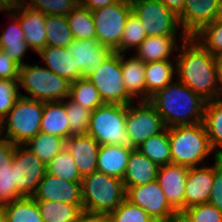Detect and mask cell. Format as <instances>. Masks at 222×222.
I'll list each match as a JSON object with an SVG mask.
<instances>
[{"label":"cell","mask_w":222,"mask_h":222,"mask_svg":"<svg viewBox=\"0 0 222 222\" xmlns=\"http://www.w3.org/2000/svg\"><path fill=\"white\" fill-rule=\"evenodd\" d=\"M178 39L177 36H147L134 54L144 63L171 60L172 53L180 46Z\"/></svg>","instance_id":"cell-23"},{"label":"cell","mask_w":222,"mask_h":222,"mask_svg":"<svg viewBox=\"0 0 222 222\" xmlns=\"http://www.w3.org/2000/svg\"><path fill=\"white\" fill-rule=\"evenodd\" d=\"M67 52L73 56L82 77L89 76L115 53L112 48L90 39L73 40L67 47Z\"/></svg>","instance_id":"cell-15"},{"label":"cell","mask_w":222,"mask_h":222,"mask_svg":"<svg viewBox=\"0 0 222 222\" xmlns=\"http://www.w3.org/2000/svg\"><path fill=\"white\" fill-rule=\"evenodd\" d=\"M130 153L131 152L124 150L120 145H100L97 171L122 180Z\"/></svg>","instance_id":"cell-27"},{"label":"cell","mask_w":222,"mask_h":222,"mask_svg":"<svg viewBox=\"0 0 222 222\" xmlns=\"http://www.w3.org/2000/svg\"><path fill=\"white\" fill-rule=\"evenodd\" d=\"M177 52V80L206 101L219 99L221 87L216 57L193 37L180 42Z\"/></svg>","instance_id":"cell-1"},{"label":"cell","mask_w":222,"mask_h":222,"mask_svg":"<svg viewBox=\"0 0 222 222\" xmlns=\"http://www.w3.org/2000/svg\"><path fill=\"white\" fill-rule=\"evenodd\" d=\"M193 38L213 56L222 55V23L210 22L197 32Z\"/></svg>","instance_id":"cell-40"},{"label":"cell","mask_w":222,"mask_h":222,"mask_svg":"<svg viewBox=\"0 0 222 222\" xmlns=\"http://www.w3.org/2000/svg\"><path fill=\"white\" fill-rule=\"evenodd\" d=\"M15 144L0 136V172L11 168Z\"/></svg>","instance_id":"cell-48"},{"label":"cell","mask_w":222,"mask_h":222,"mask_svg":"<svg viewBox=\"0 0 222 222\" xmlns=\"http://www.w3.org/2000/svg\"><path fill=\"white\" fill-rule=\"evenodd\" d=\"M68 99L92 112L104 104L99 91L86 77L79 78L70 84Z\"/></svg>","instance_id":"cell-33"},{"label":"cell","mask_w":222,"mask_h":222,"mask_svg":"<svg viewBox=\"0 0 222 222\" xmlns=\"http://www.w3.org/2000/svg\"><path fill=\"white\" fill-rule=\"evenodd\" d=\"M25 5L46 15L67 16L77 5L78 0H21Z\"/></svg>","instance_id":"cell-43"},{"label":"cell","mask_w":222,"mask_h":222,"mask_svg":"<svg viewBox=\"0 0 222 222\" xmlns=\"http://www.w3.org/2000/svg\"><path fill=\"white\" fill-rule=\"evenodd\" d=\"M219 100L222 102V87H221V93H220Z\"/></svg>","instance_id":"cell-57"},{"label":"cell","mask_w":222,"mask_h":222,"mask_svg":"<svg viewBox=\"0 0 222 222\" xmlns=\"http://www.w3.org/2000/svg\"><path fill=\"white\" fill-rule=\"evenodd\" d=\"M18 79H0V122L21 97Z\"/></svg>","instance_id":"cell-44"},{"label":"cell","mask_w":222,"mask_h":222,"mask_svg":"<svg viewBox=\"0 0 222 222\" xmlns=\"http://www.w3.org/2000/svg\"><path fill=\"white\" fill-rule=\"evenodd\" d=\"M47 172L61 179L81 182L76 163L66 148L60 151L48 164Z\"/></svg>","instance_id":"cell-37"},{"label":"cell","mask_w":222,"mask_h":222,"mask_svg":"<svg viewBox=\"0 0 222 222\" xmlns=\"http://www.w3.org/2000/svg\"><path fill=\"white\" fill-rule=\"evenodd\" d=\"M213 21L222 23V0H218L216 14Z\"/></svg>","instance_id":"cell-53"},{"label":"cell","mask_w":222,"mask_h":222,"mask_svg":"<svg viewBox=\"0 0 222 222\" xmlns=\"http://www.w3.org/2000/svg\"><path fill=\"white\" fill-rule=\"evenodd\" d=\"M203 123L214 155L222 158V102L206 101Z\"/></svg>","instance_id":"cell-28"},{"label":"cell","mask_w":222,"mask_h":222,"mask_svg":"<svg viewBox=\"0 0 222 222\" xmlns=\"http://www.w3.org/2000/svg\"><path fill=\"white\" fill-rule=\"evenodd\" d=\"M126 113L127 105L104 103L91 113L87 134L100 145H120L129 152L137 150L125 130Z\"/></svg>","instance_id":"cell-4"},{"label":"cell","mask_w":222,"mask_h":222,"mask_svg":"<svg viewBox=\"0 0 222 222\" xmlns=\"http://www.w3.org/2000/svg\"><path fill=\"white\" fill-rule=\"evenodd\" d=\"M86 78L97 88L104 103L128 105L134 102L124 86L120 53L115 52Z\"/></svg>","instance_id":"cell-10"},{"label":"cell","mask_w":222,"mask_h":222,"mask_svg":"<svg viewBox=\"0 0 222 222\" xmlns=\"http://www.w3.org/2000/svg\"><path fill=\"white\" fill-rule=\"evenodd\" d=\"M159 166L138 149L131 152L122 179L125 191L129 187L144 185L157 179Z\"/></svg>","instance_id":"cell-22"},{"label":"cell","mask_w":222,"mask_h":222,"mask_svg":"<svg viewBox=\"0 0 222 222\" xmlns=\"http://www.w3.org/2000/svg\"><path fill=\"white\" fill-rule=\"evenodd\" d=\"M172 163L190 167L205 165L207 156L213 154L203 122L168 128Z\"/></svg>","instance_id":"cell-3"},{"label":"cell","mask_w":222,"mask_h":222,"mask_svg":"<svg viewBox=\"0 0 222 222\" xmlns=\"http://www.w3.org/2000/svg\"><path fill=\"white\" fill-rule=\"evenodd\" d=\"M216 59H217V65H218L219 83H220V87H222V55L216 57Z\"/></svg>","instance_id":"cell-54"},{"label":"cell","mask_w":222,"mask_h":222,"mask_svg":"<svg viewBox=\"0 0 222 222\" xmlns=\"http://www.w3.org/2000/svg\"><path fill=\"white\" fill-rule=\"evenodd\" d=\"M214 180V165L190 167L186 177L184 192V209L195 205L207 203Z\"/></svg>","instance_id":"cell-20"},{"label":"cell","mask_w":222,"mask_h":222,"mask_svg":"<svg viewBox=\"0 0 222 222\" xmlns=\"http://www.w3.org/2000/svg\"><path fill=\"white\" fill-rule=\"evenodd\" d=\"M91 12L96 29V40L115 51L122 39L128 16L132 13L130 0H119Z\"/></svg>","instance_id":"cell-8"},{"label":"cell","mask_w":222,"mask_h":222,"mask_svg":"<svg viewBox=\"0 0 222 222\" xmlns=\"http://www.w3.org/2000/svg\"><path fill=\"white\" fill-rule=\"evenodd\" d=\"M9 15L11 17L10 20L13 22L0 34V49L7 53L21 67L26 64L23 58L30 47L25 42L24 31L19 19L12 12H9Z\"/></svg>","instance_id":"cell-26"},{"label":"cell","mask_w":222,"mask_h":222,"mask_svg":"<svg viewBox=\"0 0 222 222\" xmlns=\"http://www.w3.org/2000/svg\"><path fill=\"white\" fill-rule=\"evenodd\" d=\"M40 132L67 140L70 137L65 100L44 102Z\"/></svg>","instance_id":"cell-25"},{"label":"cell","mask_w":222,"mask_h":222,"mask_svg":"<svg viewBox=\"0 0 222 222\" xmlns=\"http://www.w3.org/2000/svg\"><path fill=\"white\" fill-rule=\"evenodd\" d=\"M126 199L144 209L155 222H173L179 215L169 204L157 180L129 187Z\"/></svg>","instance_id":"cell-12"},{"label":"cell","mask_w":222,"mask_h":222,"mask_svg":"<svg viewBox=\"0 0 222 222\" xmlns=\"http://www.w3.org/2000/svg\"><path fill=\"white\" fill-rule=\"evenodd\" d=\"M66 17L75 40H96L92 12L88 8L77 5Z\"/></svg>","instance_id":"cell-36"},{"label":"cell","mask_w":222,"mask_h":222,"mask_svg":"<svg viewBox=\"0 0 222 222\" xmlns=\"http://www.w3.org/2000/svg\"><path fill=\"white\" fill-rule=\"evenodd\" d=\"M109 216L111 222H155L144 209L126 198Z\"/></svg>","instance_id":"cell-42"},{"label":"cell","mask_w":222,"mask_h":222,"mask_svg":"<svg viewBox=\"0 0 222 222\" xmlns=\"http://www.w3.org/2000/svg\"><path fill=\"white\" fill-rule=\"evenodd\" d=\"M173 222H185V221L178 215Z\"/></svg>","instance_id":"cell-56"},{"label":"cell","mask_w":222,"mask_h":222,"mask_svg":"<svg viewBox=\"0 0 222 222\" xmlns=\"http://www.w3.org/2000/svg\"><path fill=\"white\" fill-rule=\"evenodd\" d=\"M189 168L170 163L160 166L157 182L161 186L169 204L180 214L184 210V192Z\"/></svg>","instance_id":"cell-18"},{"label":"cell","mask_w":222,"mask_h":222,"mask_svg":"<svg viewBox=\"0 0 222 222\" xmlns=\"http://www.w3.org/2000/svg\"><path fill=\"white\" fill-rule=\"evenodd\" d=\"M132 12L139 18L147 36H178V17L160 0H130Z\"/></svg>","instance_id":"cell-9"},{"label":"cell","mask_w":222,"mask_h":222,"mask_svg":"<svg viewBox=\"0 0 222 222\" xmlns=\"http://www.w3.org/2000/svg\"><path fill=\"white\" fill-rule=\"evenodd\" d=\"M146 37L147 35L142 23L140 22L139 18L132 12L128 16L122 34V39L120 41L119 47L115 50V52L121 54L126 53V51H128V49L130 50V48L132 50H136Z\"/></svg>","instance_id":"cell-38"},{"label":"cell","mask_w":222,"mask_h":222,"mask_svg":"<svg viewBox=\"0 0 222 222\" xmlns=\"http://www.w3.org/2000/svg\"><path fill=\"white\" fill-rule=\"evenodd\" d=\"M0 222H8L6 214L2 207H0Z\"/></svg>","instance_id":"cell-55"},{"label":"cell","mask_w":222,"mask_h":222,"mask_svg":"<svg viewBox=\"0 0 222 222\" xmlns=\"http://www.w3.org/2000/svg\"><path fill=\"white\" fill-rule=\"evenodd\" d=\"M11 12L19 19L27 45L33 52L39 53L47 46L46 14L28 7L21 0H16Z\"/></svg>","instance_id":"cell-16"},{"label":"cell","mask_w":222,"mask_h":222,"mask_svg":"<svg viewBox=\"0 0 222 222\" xmlns=\"http://www.w3.org/2000/svg\"><path fill=\"white\" fill-rule=\"evenodd\" d=\"M170 11L179 17L184 8L185 0H160Z\"/></svg>","instance_id":"cell-51"},{"label":"cell","mask_w":222,"mask_h":222,"mask_svg":"<svg viewBox=\"0 0 222 222\" xmlns=\"http://www.w3.org/2000/svg\"><path fill=\"white\" fill-rule=\"evenodd\" d=\"M38 54L47 68L60 77L71 83L82 78V73L77 69L76 62L67 52V48L46 46Z\"/></svg>","instance_id":"cell-24"},{"label":"cell","mask_w":222,"mask_h":222,"mask_svg":"<svg viewBox=\"0 0 222 222\" xmlns=\"http://www.w3.org/2000/svg\"><path fill=\"white\" fill-rule=\"evenodd\" d=\"M214 161V180L208 202L222 212V158Z\"/></svg>","instance_id":"cell-46"},{"label":"cell","mask_w":222,"mask_h":222,"mask_svg":"<svg viewBox=\"0 0 222 222\" xmlns=\"http://www.w3.org/2000/svg\"><path fill=\"white\" fill-rule=\"evenodd\" d=\"M14 185L22 197H32L47 166L24 145H16L12 158Z\"/></svg>","instance_id":"cell-11"},{"label":"cell","mask_w":222,"mask_h":222,"mask_svg":"<svg viewBox=\"0 0 222 222\" xmlns=\"http://www.w3.org/2000/svg\"><path fill=\"white\" fill-rule=\"evenodd\" d=\"M2 208L8 222H44L38 205L32 197H22Z\"/></svg>","instance_id":"cell-35"},{"label":"cell","mask_w":222,"mask_h":222,"mask_svg":"<svg viewBox=\"0 0 222 222\" xmlns=\"http://www.w3.org/2000/svg\"><path fill=\"white\" fill-rule=\"evenodd\" d=\"M45 29L47 46L67 48L75 40L66 16L46 15Z\"/></svg>","instance_id":"cell-34"},{"label":"cell","mask_w":222,"mask_h":222,"mask_svg":"<svg viewBox=\"0 0 222 222\" xmlns=\"http://www.w3.org/2000/svg\"><path fill=\"white\" fill-rule=\"evenodd\" d=\"M218 0H185L182 14L178 17L181 41L193 37L205 25L213 22Z\"/></svg>","instance_id":"cell-17"},{"label":"cell","mask_w":222,"mask_h":222,"mask_svg":"<svg viewBox=\"0 0 222 222\" xmlns=\"http://www.w3.org/2000/svg\"><path fill=\"white\" fill-rule=\"evenodd\" d=\"M22 196L14 185L13 167L0 172V207L7 205Z\"/></svg>","instance_id":"cell-45"},{"label":"cell","mask_w":222,"mask_h":222,"mask_svg":"<svg viewBox=\"0 0 222 222\" xmlns=\"http://www.w3.org/2000/svg\"><path fill=\"white\" fill-rule=\"evenodd\" d=\"M20 66L0 49V79H19Z\"/></svg>","instance_id":"cell-47"},{"label":"cell","mask_w":222,"mask_h":222,"mask_svg":"<svg viewBox=\"0 0 222 222\" xmlns=\"http://www.w3.org/2000/svg\"><path fill=\"white\" fill-rule=\"evenodd\" d=\"M44 222H77L83 211V204L56 201H36Z\"/></svg>","instance_id":"cell-30"},{"label":"cell","mask_w":222,"mask_h":222,"mask_svg":"<svg viewBox=\"0 0 222 222\" xmlns=\"http://www.w3.org/2000/svg\"><path fill=\"white\" fill-rule=\"evenodd\" d=\"M19 88L26 94L22 97L41 101H63L68 98L71 82L55 74L47 67L38 64L29 65L27 62L19 69ZM31 95V96H29Z\"/></svg>","instance_id":"cell-6"},{"label":"cell","mask_w":222,"mask_h":222,"mask_svg":"<svg viewBox=\"0 0 222 222\" xmlns=\"http://www.w3.org/2000/svg\"><path fill=\"white\" fill-rule=\"evenodd\" d=\"M66 140L47 133L39 132L24 146L35 154L46 166L65 148Z\"/></svg>","instance_id":"cell-31"},{"label":"cell","mask_w":222,"mask_h":222,"mask_svg":"<svg viewBox=\"0 0 222 222\" xmlns=\"http://www.w3.org/2000/svg\"><path fill=\"white\" fill-rule=\"evenodd\" d=\"M65 148L73 157L81 177L97 171L100 144L87 133L71 135Z\"/></svg>","instance_id":"cell-19"},{"label":"cell","mask_w":222,"mask_h":222,"mask_svg":"<svg viewBox=\"0 0 222 222\" xmlns=\"http://www.w3.org/2000/svg\"><path fill=\"white\" fill-rule=\"evenodd\" d=\"M77 222H111L109 214L83 210Z\"/></svg>","instance_id":"cell-49"},{"label":"cell","mask_w":222,"mask_h":222,"mask_svg":"<svg viewBox=\"0 0 222 222\" xmlns=\"http://www.w3.org/2000/svg\"><path fill=\"white\" fill-rule=\"evenodd\" d=\"M65 111L69 121L70 136L88 132L92 111L68 98L65 99Z\"/></svg>","instance_id":"cell-39"},{"label":"cell","mask_w":222,"mask_h":222,"mask_svg":"<svg viewBox=\"0 0 222 222\" xmlns=\"http://www.w3.org/2000/svg\"><path fill=\"white\" fill-rule=\"evenodd\" d=\"M167 128L203 122L206 100L176 80L155 92L148 101Z\"/></svg>","instance_id":"cell-2"},{"label":"cell","mask_w":222,"mask_h":222,"mask_svg":"<svg viewBox=\"0 0 222 222\" xmlns=\"http://www.w3.org/2000/svg\"><path fill=\"white\" fill-rule=\"evenodd\" d=\"M83 210L110 214L126 198L123 181L100 171L81 179Z\"/></svg>","instance_id":"cell-5"},{"label":"cell","mask_w":222,"mask_h":222,"mask_svg":"<svg viewBox=\"0 0 222 222\" xmlns=\"http://www.w3.org/2000/svg\"><path fill=\"white\" fill-rule=\"evenodd\" d=\"M119 0H78V5L94 11L99 8L107 7Z\"/></svg>","instance_id":"cell-50"},{"label":"cell","mask_w":222,"mask_h":222,"mask_svg":"<svg viewBox=\"0 0 222 222\" xmlns=\"http://www.w3.org/2000/svg\"><path fill=\"white\" fill-rule=\"evenodd\" d=\"M179 216L185 222H222V212L209 202L192 205Z\"/></svg>","instance_id":"cell-41"},{"label":"cell","mask_w":222,"mask_h":222,"mask_svg":"<svg viewBox=\"0 0 222 222\" xmlns=\"http://www.w3.org/2000/svg\"><path fill=\"white\" fill-rule=\"evenodd\" d=\"M16 0H0V11H12Z\"/></svg>","instance_id":"cell-52"},{"label":"cell","mask_w":222,"mask_h":222,"mask_svg":"<svg viewBox=\"0 0 222 222\" xmlns=\"http://www.w3.org/2000/svg\"><path fill=\"white\" fill-rule=\"evenodd\" d=\"M32 198L35 201L82 204L81 182L67 181L47 172L39 182Z\"/></svg>","instance_id":"cell-14"},{"label":"cell","mask_w":222,"mask_h":222,"mask_svg":"<svg viewBox=\"0 0 222 222\" xmlns=\"http://www.w3.org/2000/svg\"><path fill=\"white\" fill-rule=\"evenodd\" d=\"M125 58V53H121V70L127 94L133 100L137 98L139 101H149L150 96L146 93L145 63L135 55Z\"/></svg>","instance_id":"cell-21"},{"label":"cell","mask_w":222,"mask_h":222,"mask_svg":"<svg viewBox=\"0 0 222 222\" xmlns=\"http://www.w3.org/2000/svg\"><path fill=\"white\" fill-rule=\"evenodd\" d=\"M127 105L125 130L139 147L149 137L162 132L166 126L161 116L148 101Z\"/></svg>","instance_id":"cell-13"},{"label":"cell","mask_w":222,"mask_h":222,"mask_svg":"<svg viewBox=\"0 0 222 222\" xmlns=\"http://www.w3.org/2000/svg\"><path fill=\"white\" fill-rule=\"evenodd\" d=\"M43 110L44 102L21 96L0 122V136L24 145L40 132Z\"/></svg>","instance_id":"cell-7"},{"label":"cell","mask_w":222,"mask_h":222,"mask_svg":"<svg viewBox=\"0 0 222 222\" xmlns=\"http://www.w3.org/2000/svg\"><path fill=\"white\" fill-rule=\"evenodd\" d=\"M138 150L159 167L172 163L168 128L149 137L138 147Z\"/></svg>","instance_id":"cell-32"},{"label":"cell","mask_w":222,"mask_h":222,"mask_svg":"<svg viewBox=\"0 0 222 222\" xmlns=\"http://www.w3.org/2000/svg\"><path fill=\"white\" fill-rule=\"evenodd\" d=\"M175 73V59L145 63L146 93L151 97L158 90L165 88L173 82Z\"/></svg>","instance_id":"cell-29"}]
</instances>
